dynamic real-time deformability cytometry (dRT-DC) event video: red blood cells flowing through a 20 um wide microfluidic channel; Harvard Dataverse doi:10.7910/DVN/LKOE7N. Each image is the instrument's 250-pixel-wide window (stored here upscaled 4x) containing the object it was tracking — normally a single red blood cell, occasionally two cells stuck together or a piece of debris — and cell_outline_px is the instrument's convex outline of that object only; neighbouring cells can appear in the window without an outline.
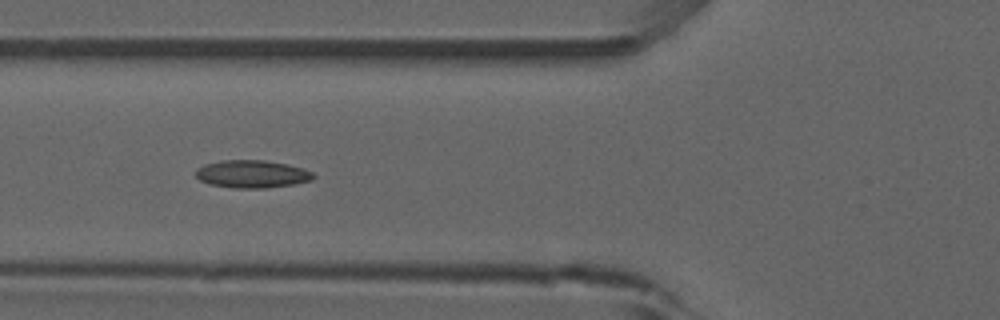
{"species": "common noctule bat (a hibernating species)", "species_latin": "Nyctalus noctula", "temperature_condition": "room temperature", "stored_images_in_passage": 22, "camera_frame_rate_fps": 3000, "um_per_image_px": 0.085, "animal": {"sex": "male", "forearm_length_mm": 52.5}, "frame": {"image": 1, "passage_image": 12, "time_ms": 3.667, "image_size_px": [1000, 320], "cell_outline_px": [[316, 176], [312, 180], [292, 184], [268, 188], [232, 188], [208, 184], [200, 180], [196, 176], [196, 168], [204, 164], [220, 160], [264, 160], [288, 164], [304, 168], [312, 172]], "centroid_in_image_um": [21.41, 14.79], "position_along_channel_um": 104.4, "area_um2": 19.19}}
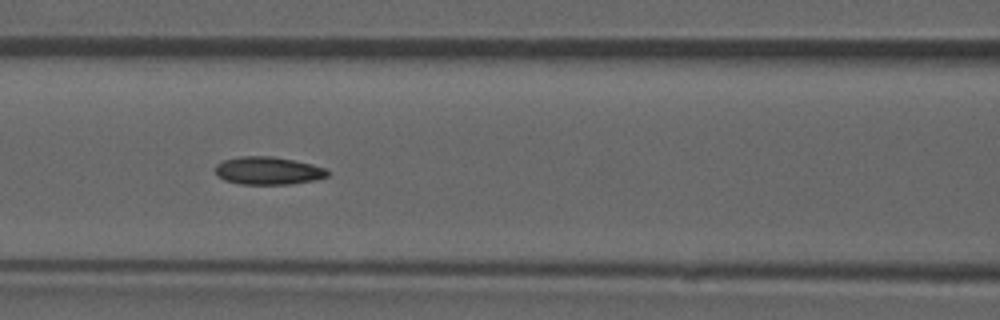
{"frame": {"image": 2, "passage_image": 15, "time_ms": 4.667, "image_size_px": [1000, 320], "cell_outline_px": [[328, 176], [316, 180], [292, 184], [240, 184], [224, 180], [216, 176], [216, 164], [224, 160], [240, 156], [272, 156], [312, 164], [324, 168], [328, 172]], "centroid_in_image_um": [22.77, 14.51], "position_along_channel_um": 143.8, "area_um2": 18.21}}